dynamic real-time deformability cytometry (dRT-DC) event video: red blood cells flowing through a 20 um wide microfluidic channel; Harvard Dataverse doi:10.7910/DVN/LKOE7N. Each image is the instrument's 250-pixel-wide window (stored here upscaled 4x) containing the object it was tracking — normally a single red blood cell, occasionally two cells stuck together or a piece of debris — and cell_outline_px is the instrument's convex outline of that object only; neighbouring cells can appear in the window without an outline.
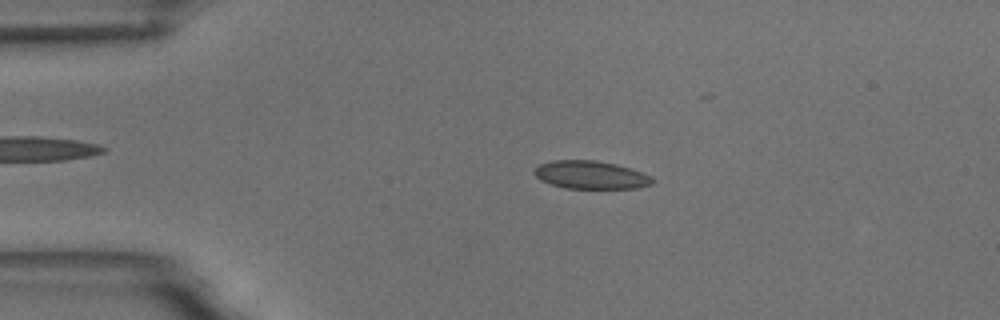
{"species": "common noctule bat (a hibernating species)", "species_latin": "Nyctalus noctula", "temperature_condition": "room temperature", "stored_images_in_passage": 45, "camera_frame_rate_fps": 3000, "um_per_image_px": 0.085, "animal": {"sex": "male", "body_mass_g": 18.8}, "frame": {"image": 1, "passage_image": 12, "time_ms": 3.667, "image_size_px": [1000, 320], "cell_outline_px": [[656, 180], [652, 184], [636, 188], [568, 188], [552, 184], [540, 180], [532, 172], [540, 164], [552, 160], [596, 160], [616, 164], [652, 176]], "centroid_in_image_um": [50.22, 14.86], "position_along_channel_um": 34.8, "area_um2": 19.19}}
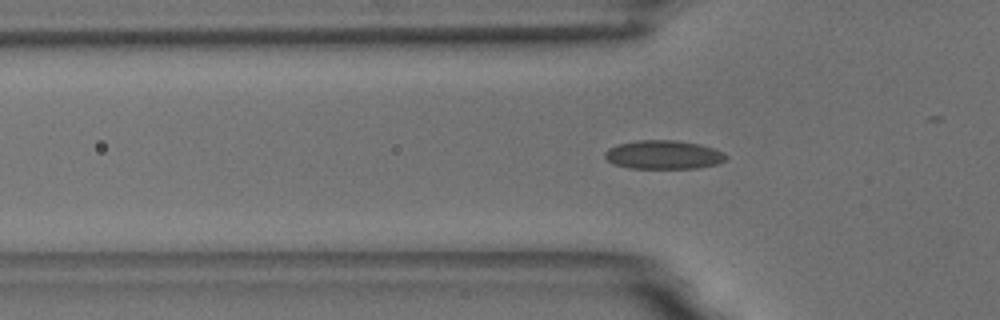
{"frame": {"image": 2, "passage_image": 18, "time_ms": 5.667, "image_size_px": [1000, 320], "cell_outline_px": [[728, 156], [724, 160], [716, 164], [696, 168], [628, 168], [612, 164], [604, 156], [604, 152], [608, 148], [620, 144], [636, 140], [676, 140], [700, 144], [724, 152]], "centroid_in_image_um": [56.37, 13.15], "position_along_channel_um": 69.4, "area_um2": 20.29}}
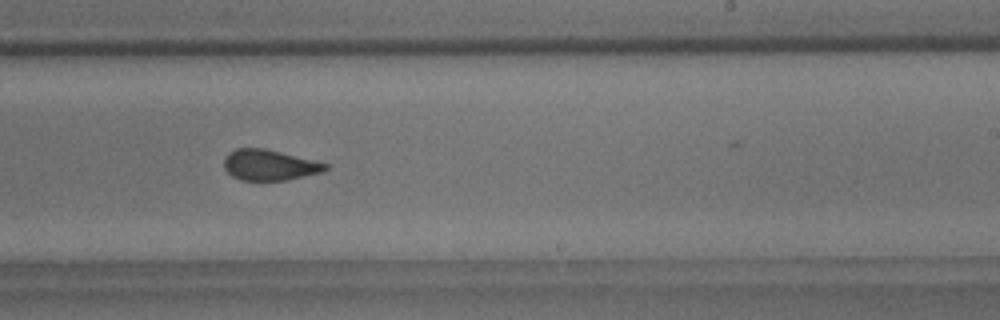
{"frame": {"image": 3, "passage_image": 34, "time_ms": 11.0, "image_size_px": [1000, 320], "cell_outline_px": [[328, 168], [324, 172], [288, 180], [240, 180], [232, 176], [224, 168], [224, 156], [228, 152], [236, 148], [264, 148], [328, 164]], "centroid_in_image_um": [22.88, 14.03], "position_along_channel_um": 266.1, "area_um2": 18.15}}